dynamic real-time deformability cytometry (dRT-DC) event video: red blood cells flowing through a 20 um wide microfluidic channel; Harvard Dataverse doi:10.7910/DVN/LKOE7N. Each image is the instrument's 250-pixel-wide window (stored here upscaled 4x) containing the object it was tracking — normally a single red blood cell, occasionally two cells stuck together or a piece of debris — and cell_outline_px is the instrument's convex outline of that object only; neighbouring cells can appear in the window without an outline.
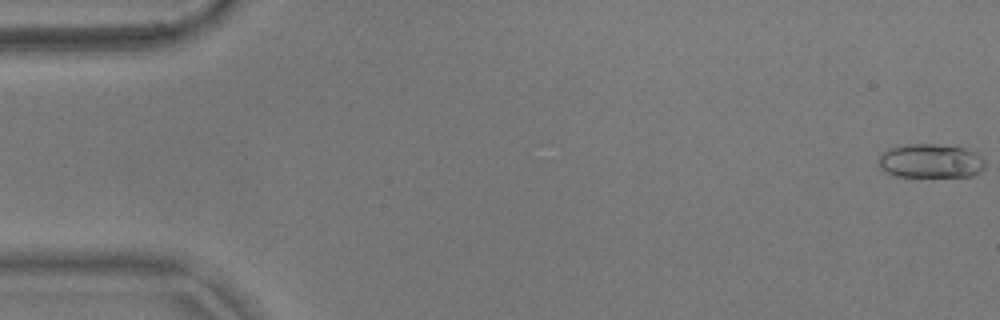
{"species": "common noctule bat (a hibernating species)", "species_latin": "Nyctalus noctula", "temperature_condition": "warm", "stored_images_in_passage": 11, "camera_frame_rate_fps": 3000, "um_per_image_px": 0.085, "animal": {"sex": "male", "body_mass_g": 17.9}, "frame": {"image": 1, "passage_image": 1, "time_ms": 0.0, "image_size_px": [1000, 320], "cell_outline_px": [[984, 168], [972, 176], [896, 176], [880, 168], [880, 156], [888, 148], [908, 144], [936, 144], [964, 148], [976, 152], [984, 160]], "centroid_in_image_um": [79.12, 13.67], "position_along_channel_um": 5.9, "area_um2": 20.87}}